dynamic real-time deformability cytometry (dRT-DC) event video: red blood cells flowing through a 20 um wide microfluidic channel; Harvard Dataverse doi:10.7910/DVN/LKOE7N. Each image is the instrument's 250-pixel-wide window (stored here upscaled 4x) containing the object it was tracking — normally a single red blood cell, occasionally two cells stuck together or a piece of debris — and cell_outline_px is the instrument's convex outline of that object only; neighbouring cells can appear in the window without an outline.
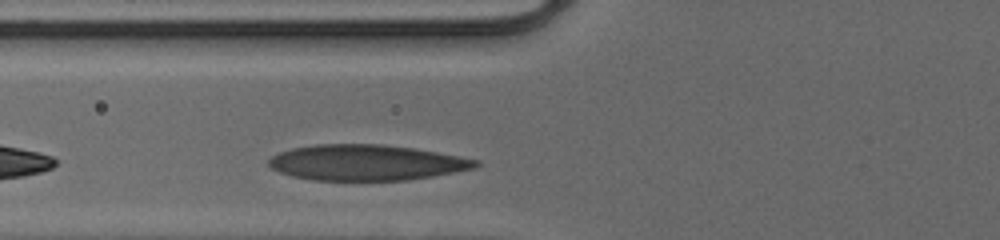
{"species": "human", "species_latin": "Homo sapiens", "temperature_condition": "cold", "stored_images_in_passage": 25, "camera_frame_rate_fps": 3000, "um_per_image_px": 0.085, "donor": {"sex": "male"}, "frame": {"image": 1, "passage_image": 3, "time_ms": 0.667, "image_size_px": [1000, 240], "cell_outline_px": [[480, 164], [476, 168], [432, 176], [404, 180], [312, 180], [292, 176], [280, 172], [272, 168], [268, 164], [268, 160], [272, 156], [280, 152], [292, 148], [316, 144], [380, 144], [412, 148], [436, 152], [480, 160]], "centroid_in_image_um": [31.13, 13.82], "position_along_channel_um": 94.7, "area_um2": 42.83}}
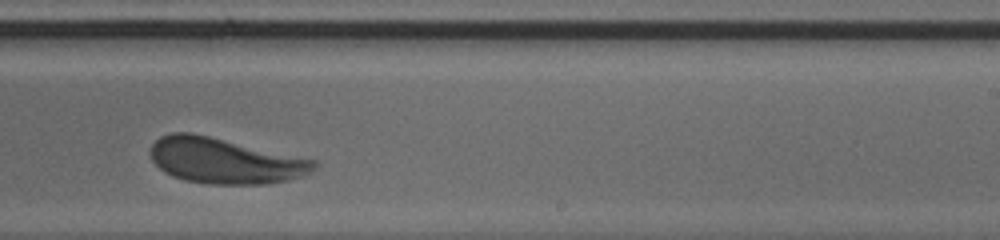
{"frame": {"image": 2, "passage_image": 16, "time_ms": 5.0, "image_size_px": [1000, 240], "cell_outline_px": [[320, 164], [316, 168], [300, 176], [288, 180], [268, 184], [208, 184], [184, 180], [164, 172], [152, 160], [152, 144], [160, 136], [172, 132], [192, 132], [316, 160]], "centroid_in_image_um": [19.11, 13.66], "position_along_channel_um": 269.9, "area_um2": 43.29}}
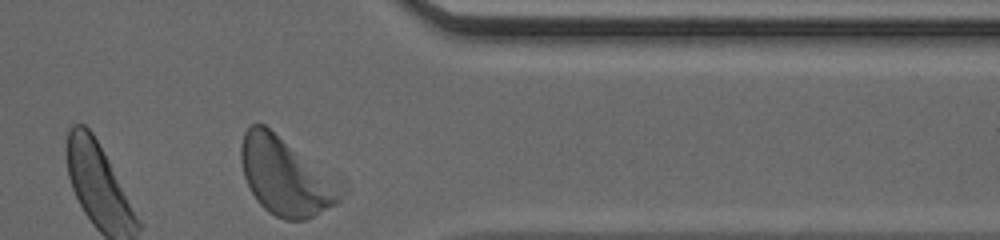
{"frame": {"image": 3, "passage_image": 25, "time_ms": 8.0, "image_size_px": [1000, 240], "cell_outline_px": [[348, 192], [336, 204], [304, 220], [284, 220], [268, 212], [256, 200], [244, 176], [240, 160], [240, 148], [244, 132], [252, 124], [264, 124], [348, 180]], "centroid_in_image_um": [24.44, 14.96], "position_along_channel_um": 387.0, "area_um2": 47.51}, "authors_computed_cell_mechanics": {"area_um2": 43.5234, "velocity_mm_per_s": 4.0613, "shape_relaxation_time_tau1_ms": 1.5856, "shape_relaxation_time_tau2_ms": 1.4092, "deformation_change_tau1": 0.118, "deformation_change_tau2": 0.068}}